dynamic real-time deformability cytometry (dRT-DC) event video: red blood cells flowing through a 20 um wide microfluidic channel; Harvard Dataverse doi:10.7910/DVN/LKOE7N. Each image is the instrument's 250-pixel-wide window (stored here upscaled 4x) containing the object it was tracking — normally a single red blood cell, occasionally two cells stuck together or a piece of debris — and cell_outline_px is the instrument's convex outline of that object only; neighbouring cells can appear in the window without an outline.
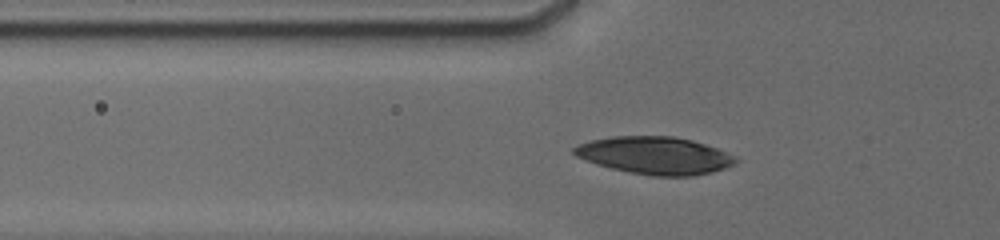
{"species": "human", "species_latin": "Homo sapiens", "temperature_condition": "cold", "stored_images_in_passage": 40, "camera_frame_rate_fps": 3000, "um_per_image_px": 0.085, "donor": {"sex": "male"}, "frame": {"image": 1, "passage_image": 22, "time_ms": 3.667, "image_size_px": [1000, 240], "cell_outline_px": [[740, 160], [724, 168], [712, 172], [692, 176], [652, 176], [628, 172], [596, 164], [576, 156], [572, 152], [572, 148], [580, 144], [592, 140], [612, 136], [676, 136], [692, 140], [716, 148]], "centroid_in_image_um": [55.64, 13.21], "position_along_channel_um": 70.2, "area_um2": 35.08}}
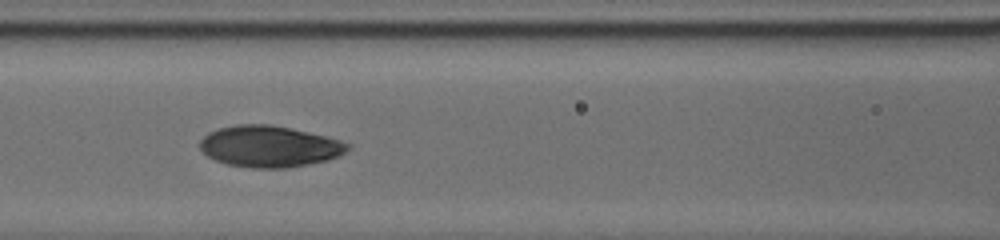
{"frame": {"image": 2, "passage_image": 33, "time_ms": 5.667, "image_size_px": [1000, 240], "cell_outline_px": [[348, 148], [344, 152], [328, 160], [288, 168], [248, 168], [228, 164], [216, 160], [208, 156], [200, 148], [200, 140], [208, 132], [220, 128], [240, 124], [264, 124], [288, 128], [324, 136], [340, 140], [348, 144]], "centroid_in_image_um": [22.85, 12.46], "position_along_channel_um": 143.7, "area_um2": 35.08}}
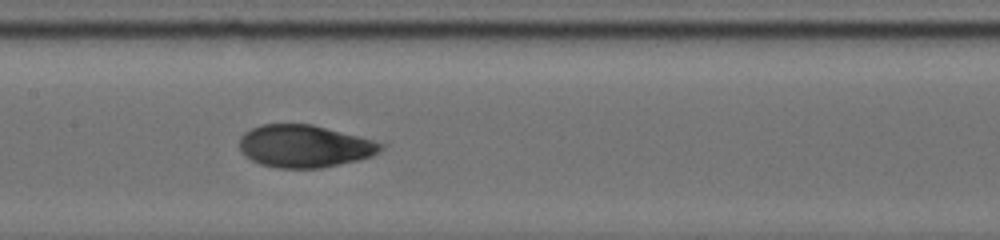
{"frame": {"image": 3, "passage_image": 39, "time_ms": 6.667, "image_size_px": [1000, 240], "cell_outline_px": [[384, 148], [372, 156], [340, 164], [320, 168], [276, 168], [260, 164], [244, 156], [240, 152], [240, 136], [244, 132], [260, 124], [312, 124], [372, 140], [384, 144]], "centroid_in_image_um": [25.83, 12.43], "position_along_channel_um": 181.6, "area_um2": 34.91}}